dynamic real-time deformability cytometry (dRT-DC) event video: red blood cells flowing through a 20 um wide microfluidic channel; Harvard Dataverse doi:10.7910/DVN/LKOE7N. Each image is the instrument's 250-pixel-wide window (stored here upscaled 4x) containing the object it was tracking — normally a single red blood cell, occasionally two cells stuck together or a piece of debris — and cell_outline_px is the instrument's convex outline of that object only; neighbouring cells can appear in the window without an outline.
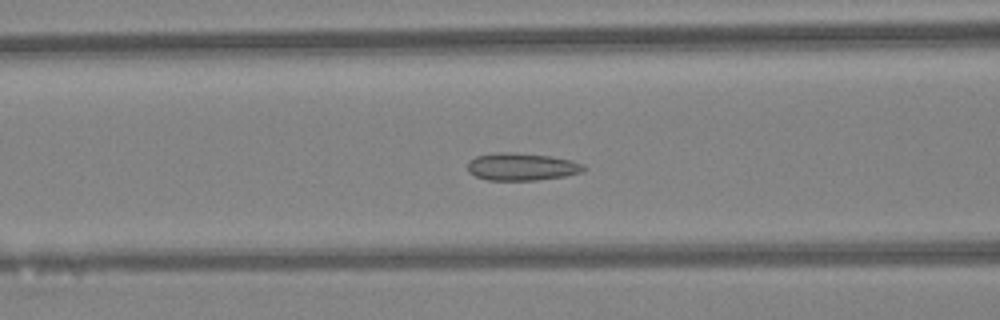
{"species": "Egyptian fruit bat (a non-hibernating species)", "species_latin": "Rousettus aegyptiacus", "temperature_condition": "warm", "stored_images_in_passage": 46, "camera_frame_rate_fps": 3000, "um_per_image_px": 0.085, "animal": {"sex": "female"}, "frame": {"image": 1, "passage_image": 18, "time_ms": 5.667, "image_size_px": [1000, 320], "cell_outline_px": [[588, 168], [580, 172], [564, 176], [536, 180], [488, 180], [476, 176], [468, 172], [468, 160], [476, 156], [492, 152], [516, 152], [552, 156], [572, 160], [584, 164]], "centroid_in_image_um": [44.34, 14.15], "position_along_channel_um": 122.3, "area_um2": 18.84}}
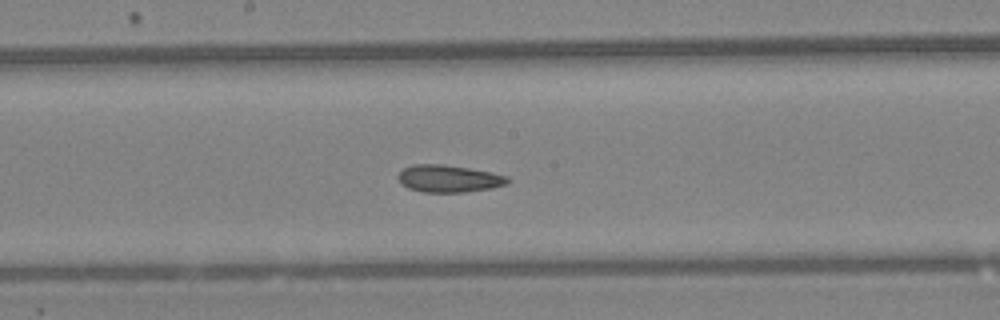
{"frame": {"image": 2, "passage_image": 24, "time_ms": 7.667, "image_size_px": [1000, 320], "cell_outline_px": [[508, 184], [492, 188], [464, 192], [420, 192], [408, 188], [400, 184], [396, 176], [404, 168], [412, 164], [444, 164], [492, 172], [508, 176]], "centroid_in_image_um": [38.11, 15.18], "position_along_channel_um": 210.1, "area_um2": 17.57}}
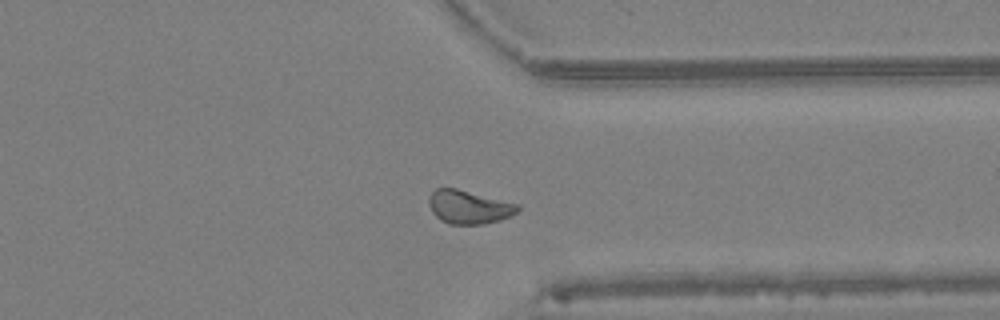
{"frame": {"image": 3, "passage_image": 35, "time_ms": 11.333, "image_size_px": [1000, 320], "cell_outline_px": [[520, 208], [516, 212], [500, 220], [484, 224], [448, 224], [440, 220], [432, 212], [428, 204], [428, 196], [436, 188], [456, 188], [520, 204]], "centroid_in_image_um": [39.83, 17.59], "position_along_channel_um": 371.6, "area_um2": 17.4}, "authors_computed_cell_mechanics": {"area_um2": 17.9469, "velocity_mm_per_s": 4.4272, "shape_relaxation_time_tau1_ms": null, "shape_relaxation_time_tau2_ms": 3.6744, "deformation_change_tau1": null, "deformation_change_tau2": 0.0813}}